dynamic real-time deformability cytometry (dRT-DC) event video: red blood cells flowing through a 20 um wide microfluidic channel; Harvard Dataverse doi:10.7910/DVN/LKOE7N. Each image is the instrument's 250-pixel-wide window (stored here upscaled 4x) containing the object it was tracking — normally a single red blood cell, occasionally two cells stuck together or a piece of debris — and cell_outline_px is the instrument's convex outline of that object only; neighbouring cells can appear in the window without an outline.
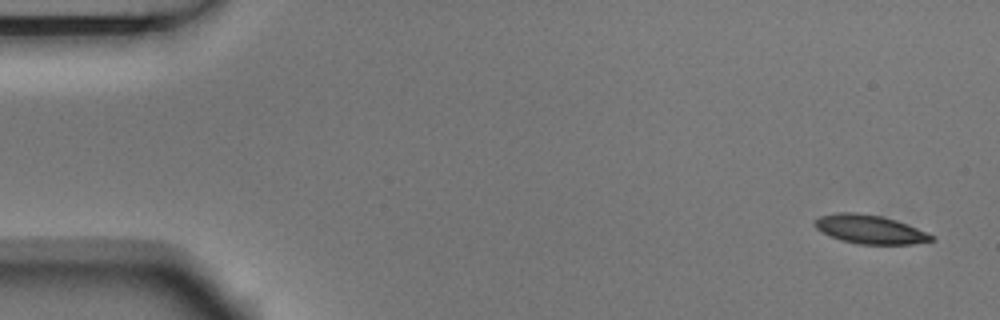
{"species": "Egyptian fruit bat (a non-hibernating species)", "species_latin": "Rousettus aegyptiacus", "temperature_condition": "room temperature", "stored_images_in_passage": 3, "camera_frame_rate_fps": 3000, "um_per_image_px": 0.085, "animal": {"sex": "male"}, "frame": {"image": 1, "passage_image": 1, "time_ms": 0.0, "image_size_px": [1000, 320], "cell_outline_px": [[936, 240], [912, 244], [856, 244], [840, 240], [816, 228], [812, 224], [812, 220], [820, 216], [836, 212], [856, 212], [880, 216], [896, 220], [928, 232], [936, 236]], "centroid_in_image_um": [73.95, 19.49], "position_along_channel_um": 11.1, "area_um2": 19.71}}